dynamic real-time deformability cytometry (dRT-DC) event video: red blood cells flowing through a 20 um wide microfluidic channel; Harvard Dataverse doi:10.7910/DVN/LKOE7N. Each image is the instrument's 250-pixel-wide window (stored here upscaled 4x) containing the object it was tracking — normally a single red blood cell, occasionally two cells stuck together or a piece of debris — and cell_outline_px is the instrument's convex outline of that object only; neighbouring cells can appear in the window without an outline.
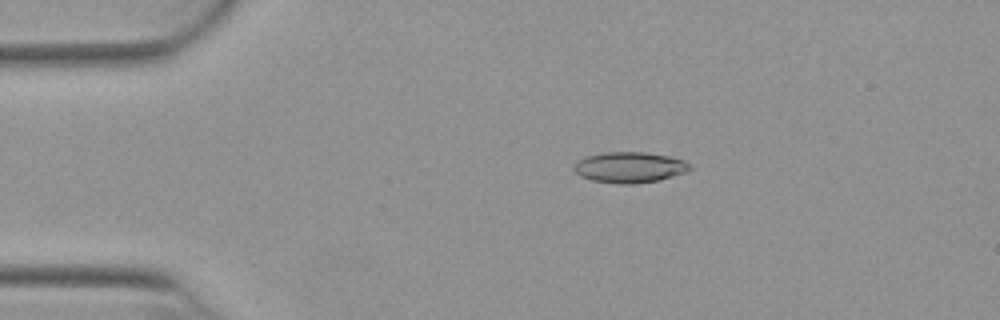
{"species": "Egyptian fruit bat (a non-hibernating species)", "species_latin": "Rousettus aegyptiacus", "temperature_condition": "warm", "stored_images_in_passage": 52, "camera_frame_rate_fps": 3000, "um_per_image_px": 0.085, "animal": {"sex": "female"}, "frame": {"image": 1, "passage_image": 10, "time_ms": 3.0, "image_size_px": [1000, 320], "cell_outline_px": [[692, 168], [688, 172], [660, 180], [636, 184], [620, 184], [592, 180], [580, 176], [572, 168], [572, 164], [584, 156], [604, 152], [644, 152], [668, 156], [684, 160], [692, 164]], "centroid_in_image_um": [53.52, 14.22], "position_along_channel_um": 31.5, "area_um2": 21.15}}
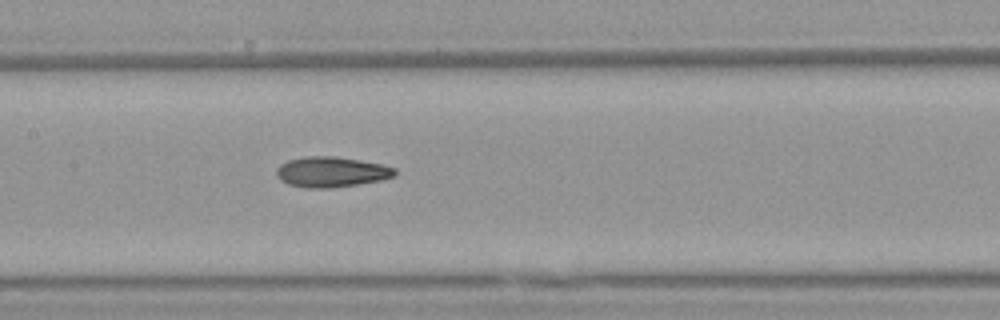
{"frame": {"image": 2, "passage_image": 25, "time_ms": 8.0, "image_size_px": [1000, 320], "cell_outline_px": [[396, 176], [384, 180], [328, 188], [304, 188], [288, 184], [280, 180], [276, 176], [276, 168], [280, 164], [288, 160], [304, 156], [336, 156], [384, 164], [396, 168]], "centroid_in_image_um": [28.17, 14.61], "position_along_channel_um": 179.2, "area_um2": 21.27}}
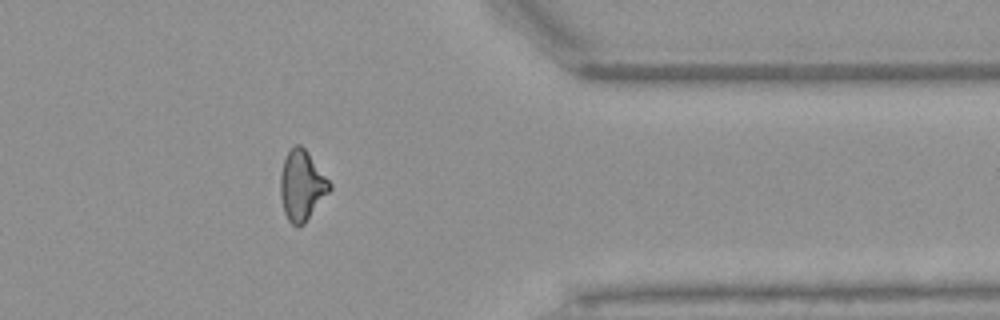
{"frame": {"image": 3, "passage_image": 42, "time_ms": 13.667, "image_size_px": [1000, 320], "cell_outline_px": [[332, 188], [304, 224], [296, 228], [288, 220], [284, 212], [280, 196], [280, 176], [284, 156], [296, 144], [300, 144], [308, 152], [332, 184]], "centroid_in_image_um": [25.64, 15.78], "position_along_channel_um": 385.8, "area_um2": 20.17}, "authors_computed_cell_mechanics": {"area_um2": 20.2589, "velocity_mm_per_s": 3.9353, "shape_relaxation_time_tau1_ms": null, "shape_relaxation_time_tau2_ms": 2.2548, "deformation_change_tau1": null, "deformation_change_tau2": 0.1057}}